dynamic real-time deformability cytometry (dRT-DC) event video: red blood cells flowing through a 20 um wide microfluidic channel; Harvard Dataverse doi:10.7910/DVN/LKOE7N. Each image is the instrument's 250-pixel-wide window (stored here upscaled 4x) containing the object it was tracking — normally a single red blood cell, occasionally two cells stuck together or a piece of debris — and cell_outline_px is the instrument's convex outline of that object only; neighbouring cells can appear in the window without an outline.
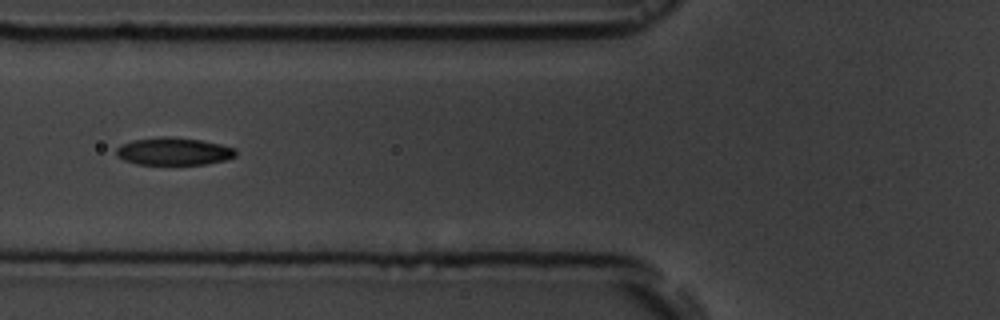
{"species": "common noctule bat (a hibernating species)", "species_latin": "Nyctalus noctula", "temperature_condition": "room temperature", "stored_images_in_passage": 3, "camera_frame_rate_fps": 3000, "um_per_image_px": 0.085, "animal": {"sex": "male", "body_mass_g": 19.5, "forearm_length_mm": 54.6}, "frame": {"image": 1, "passage_image": 2, "time_ms": 1.0, "image_size_px": [1000, 320], "cell_outline_px": [[236, 156], [228, 160], [204, 164], [136, 164], [124, 160], [116, 156], [116, 148], [120, 144], [132, 140], [160, 136], [168, 136], [200, 140], [220, 144], [236, 148]], "centroid_in_image_um": [14.75, 12.86], "position_along_channel_um": 111.0, "area_um2": 19.36}}
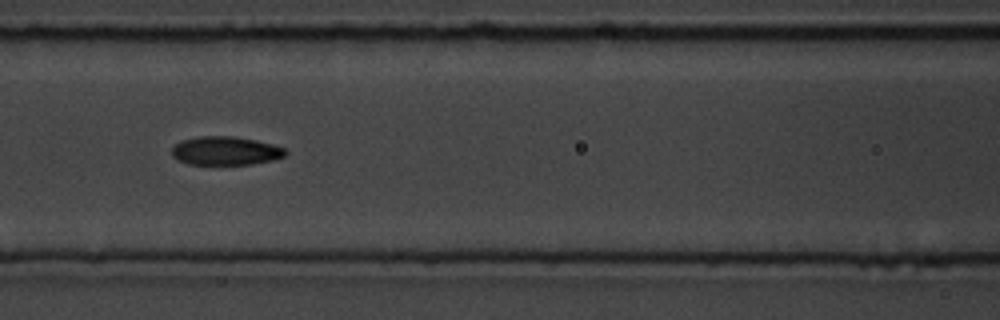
{"frame": {"image": 2, "passage_image": 3, "time_ms": 2.0, "image_size_px": [1000, 320], "cell_outline_px": [[288, 152], [284, 156], [272, 160], [252, 164], [188, 164], [176, 160], [172, 156], [172, 148], [180, 140], [196, 136], [232, 136], [256, 140], [272, 144], [284, 148]], "centroid_in_image_um": [19.14, 12.81], "position_along_channel_um": 147.5, "area_um2": 19.02}}